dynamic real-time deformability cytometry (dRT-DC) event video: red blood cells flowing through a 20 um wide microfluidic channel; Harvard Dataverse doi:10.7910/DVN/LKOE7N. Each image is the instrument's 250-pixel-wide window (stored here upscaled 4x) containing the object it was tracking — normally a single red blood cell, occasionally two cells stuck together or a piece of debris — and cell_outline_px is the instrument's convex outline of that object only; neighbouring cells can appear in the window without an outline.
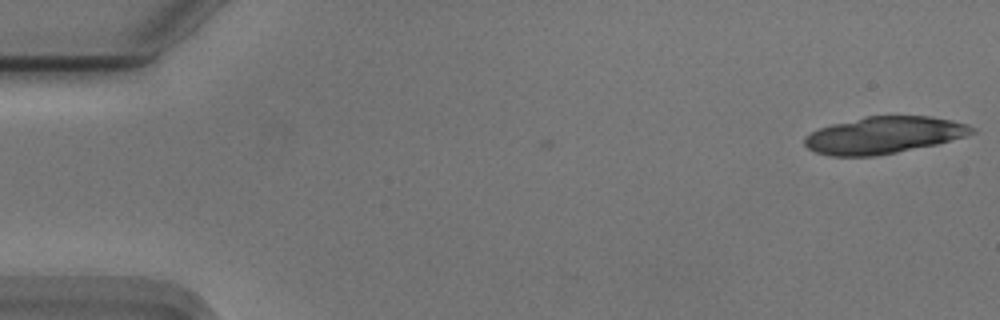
{"species": "Egyptian fruit bat (a non-hibernating species)", "species_latin": "Rousettus aegyptiacus", "temperature_condition": "cold", "stored_images_in_passage": 5, "camera_frame_rate_fps": 3000, "um_per_image_px": 0.085, "animal": {"sex": "male"}, "frame": {"image": 1, "passage_image": 1, "time_ms": 0.0, "image_size_px": [1000, 320], "cell_outline_px": [[976, 132], [968, 136], [936, 144], [896, 152], [872, 156], [828, 156], [816, 152], [808, 148], [804, 144], [804, 136], [820, 128], [832, 124], [868, 116], [932, 116], [952, 120], [968, 124], [976, 128]], "centroid_in_image_um": [75.16, 11.48], "position_along_channel_um": 9.8, "area_um2": 35.95}}